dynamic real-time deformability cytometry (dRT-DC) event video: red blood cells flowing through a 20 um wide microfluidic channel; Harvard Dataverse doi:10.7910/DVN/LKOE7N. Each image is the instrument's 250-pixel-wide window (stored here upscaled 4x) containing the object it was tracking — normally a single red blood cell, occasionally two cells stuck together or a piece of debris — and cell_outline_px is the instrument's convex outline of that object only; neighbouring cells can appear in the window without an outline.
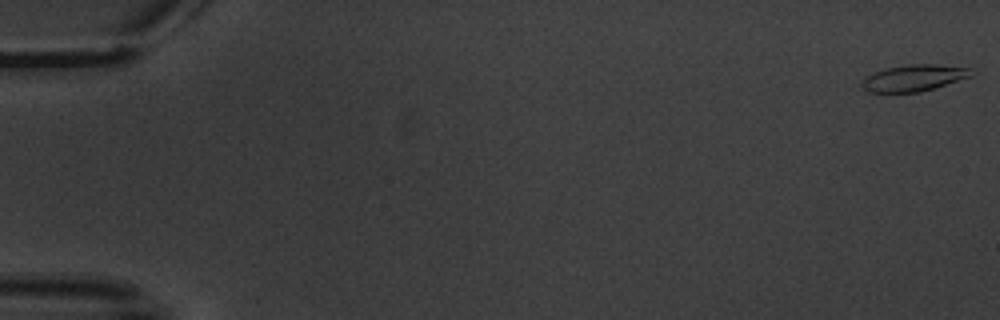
{"species": "common noctule bat (a hibernating species)", "species_latin": "Nyctalus noctula", "temperature_condition": "warm", "stored_images_in_passage": 5, "camera_frame_rate_fps": 3000, "um_per_image_px": 0.085, "animal": {"sex": "male", "body_mass_g": 20.1, "forearm_length_mm": 53.5}, "frame": {"image": 1, "passage_image": 1, "time_ms": 0.0, "image_size_px": [1000, 320], "cell_outline_px": [[972, 76], [932, 88], [916, 92], [868, 92], [860, 84], [864, 76], [872, 72], [888, 68], [908, 64], [936, 64], [968, 68]], "centroid_in_image_um": [77.59, 6.62], "position_along_channel_um": 7.4, "area_um2": 16.59}}
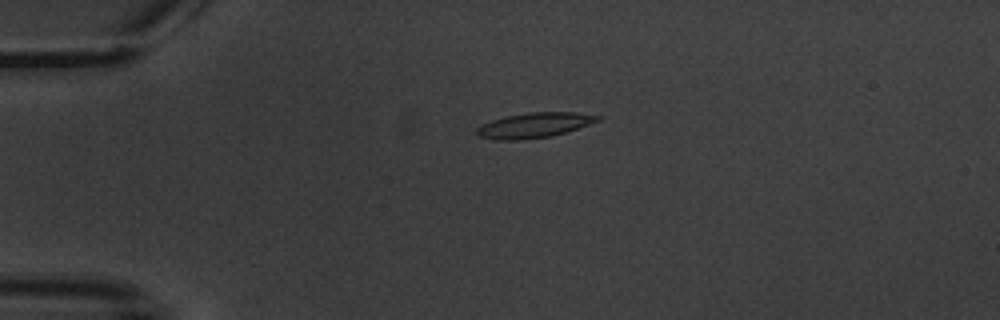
{"frame": {"image": 2, "passage_image": 4, "time_ms": 4.667, "image_size_px": [1000, 320], "cell_outline_px": [[604, 116], [600, 120], [552, 136], [516, 140], [496, 140], [480, 136], [476, 132], [476, 128], [492, 120], [508, 116], [528, 112], [576, 112]], "centroid_in_image_um": [45.43, 10.63], "position_along_channel_um": 39.6, "area_um2": 17.4}}